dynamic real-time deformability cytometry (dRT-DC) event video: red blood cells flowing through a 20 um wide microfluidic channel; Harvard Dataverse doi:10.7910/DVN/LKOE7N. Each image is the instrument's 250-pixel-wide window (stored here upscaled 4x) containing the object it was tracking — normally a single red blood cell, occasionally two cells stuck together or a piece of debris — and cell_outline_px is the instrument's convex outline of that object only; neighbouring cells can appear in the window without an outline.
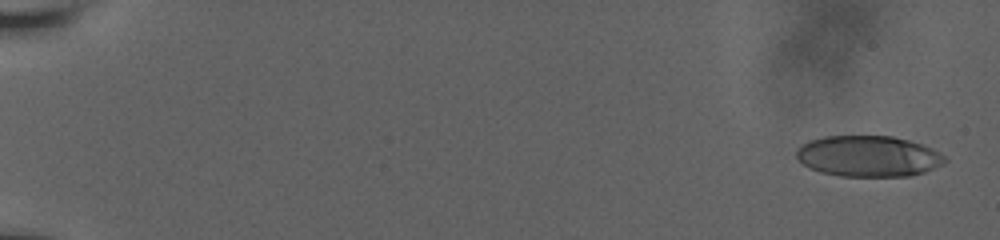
{"species": "human", "species_latin": "Homo sapiens", "temperature_condition": "room temperature", "stored_images_in_passage": 82, "camera_frame_rate_fps": 3000, "um_per_image_px": 0.085, "donor": {"sex": "male"}, "frame": {"image": 1, "passage_image": 4, "time_ms": 0.667, "image_size_px": [1000, 240], "cell_outline_px": [[948, 160], [944, 164], [924, 172], [908, 176], [840, 176], [820, 172], [804, 164], [796, 156], [796, 148], [800, 144], [808, 140], [824, 136], [892, 136], [908, 140], [932, 148], [944, 156]], "centroid_in_image_um": [73.8, 13.27], "position_along_channel_um": 11.2, "area_um2": 35.49}}
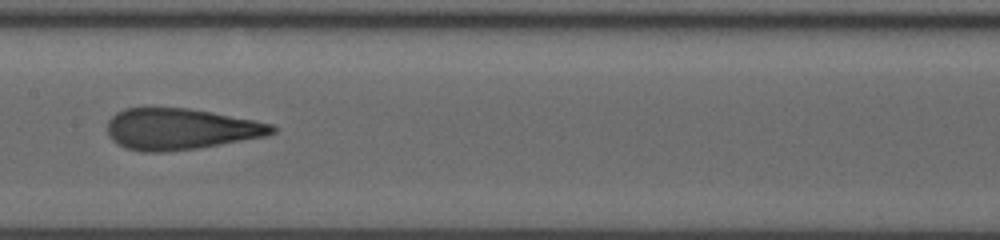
{"frame": {"image": 2, "passage_image": 50, "time_ms": 10.667, "image_size_px": [1000, 240], "cell_outline_px": [[276, 132], [264, 136], [196, 148], [160, 152], [144, 152], [124, 148], [116, 144], [108, 136], [108, 120], [116, 112], [124, 108], [188, 108], [212, 112], [272, 124], [276, 128]], "centroid_in_image_um": [15.28, 10.96], "position_along_channel_um": 192.1, "area_um2": 39.3}}
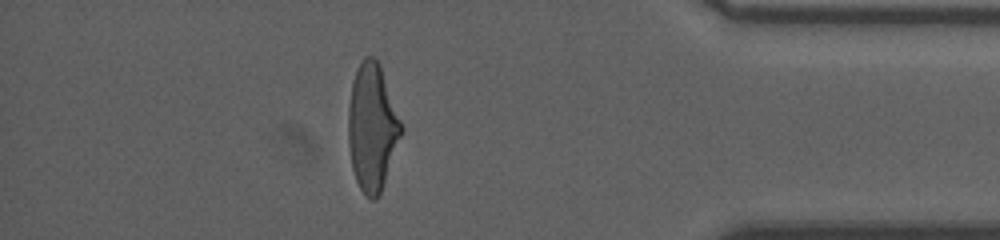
{"frame": {"image": 3, "passage_image": 73, "time_ms": 17.0, "image_size_px": [1000, 240], "cell_outline_px": [[404, 128], [380, 192], [376, 200], [372, 200], [364, 196], [356, 180], [352, 168], [348, 144], [348, 104], [352, 80], [364, 56], [372, 56], [380, 64], [404, 124]], "centroid_in_image_um": [31.64, 10.8], "position_along_channel_um": 403.6, "area_um2": 39.48}}